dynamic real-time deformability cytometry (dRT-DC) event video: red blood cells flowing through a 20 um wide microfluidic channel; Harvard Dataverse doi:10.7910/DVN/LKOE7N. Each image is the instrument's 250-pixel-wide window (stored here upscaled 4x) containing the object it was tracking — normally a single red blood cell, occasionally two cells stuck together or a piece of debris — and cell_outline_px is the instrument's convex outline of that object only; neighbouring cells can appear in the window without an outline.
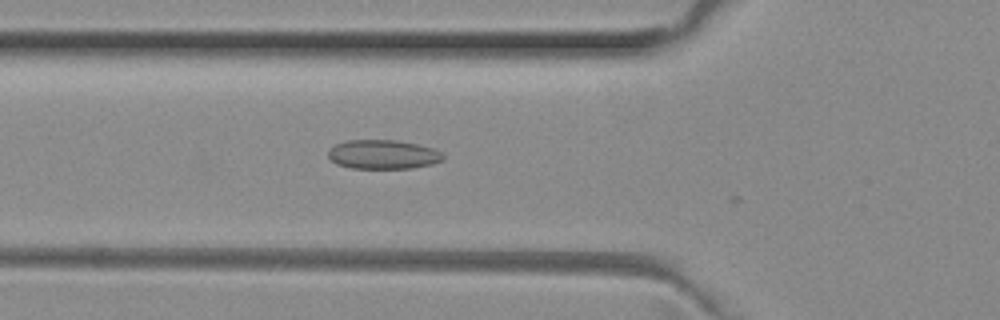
{"species": "common noctule bat (a hibernating species)", "species_latin": "Nyctalus noctula", "temperature_condition": "room temperature", "stored_images_in_passage": 8, "camera_frame_rate_fps": 3000, "um_per_image_px": 0.085, "animal": {"sex": "female", "body_mass_g": 29.2, "forearm_length_mm": 56.3}, "frame": {"image": 1, "passage_image": 5, "time_ms": 1.333, "image_size_px": [1000, 320], "cell_outline_px": [[444, 160], [432, 164], [412, 168], [352, 168], [336, 164], [328, 156], [328, 148], [336, 144], [348, 140], [396, 140], [416, 144], [432, 148], [440, 152], [444, 156]], "centroid_in_image_um": [32.54, 13.13], "position_along_channel_um": 93.3, "area_um2": 19.48}}